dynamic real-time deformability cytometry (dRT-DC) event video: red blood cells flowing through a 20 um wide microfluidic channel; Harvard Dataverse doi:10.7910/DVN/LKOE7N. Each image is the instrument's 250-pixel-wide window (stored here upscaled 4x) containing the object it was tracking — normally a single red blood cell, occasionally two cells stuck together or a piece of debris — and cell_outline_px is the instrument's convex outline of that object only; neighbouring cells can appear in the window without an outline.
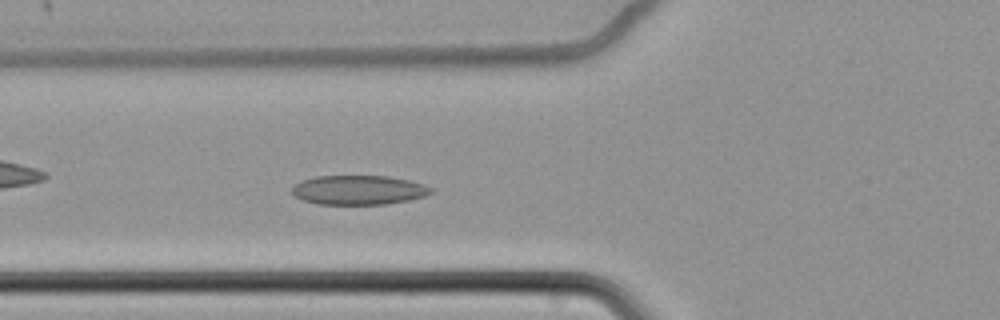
{"species": "common noctule bat (a hibernating species)", "species_latin": "Nyctalus noctula", "temperature_condition": "cold", "stored_images_in_passage": 62, "camera_frame_rate_fps": 3000, "um_per_image_px": 0.085, "animal": {"sex": "female", "body_mass_g": 22.7, "forearm_length_mm": 54.2}, "frame": {"image": 1, "passage_image": 24, "time_ms": 7.667, "image_size_px": [1000, 320], "cell_outline_px": [[432, 192], [424, 196], [408, 200], [384, 204], [316, 204], [304, 200], [296, 196], [292, 192], [292, 188], [300, 180], [316, 176], [388, 176], [408, 180], [424, 184], [432, 188]], "centroid_in_image_um": [30.47, 16.14], "position_along_channel_um": 95.3, "area_um2": 23.64}}
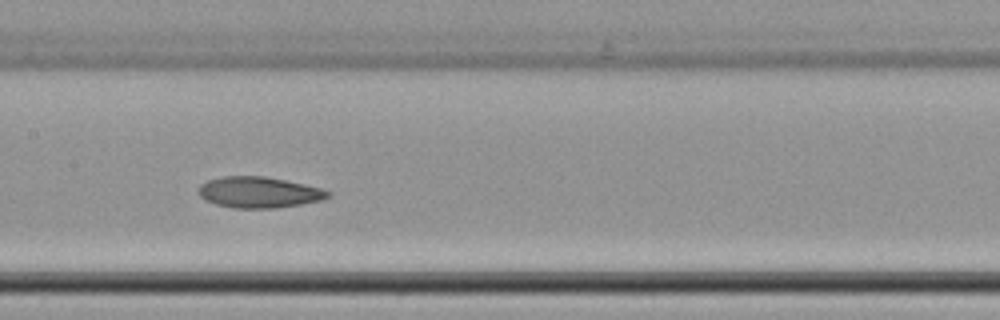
{"frame": {"image": 2, "passage_image": 32, "time_ms": 10.333, "image_size_px": [1000, 320], "cell_outline_px": [[332, 196], [320, 200], [300, 204], [276, 208], [232, 208], [216, 204], [204, 200], [196, 192], [196, 188], [200, 184], [208, 180], [224, 176], [264, 176], [304, 184], [320, 188], [332, 192]], "centroid_in_image_um": [21.96, 16.35], "position_along_channel_um": 185.4, "area_um2": 23.52}}
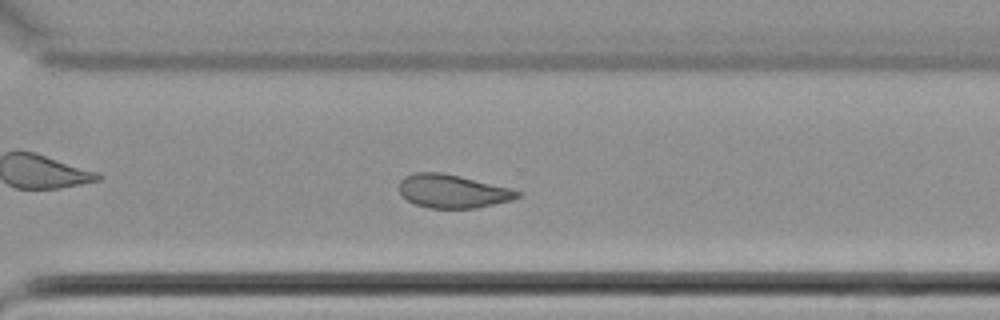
{"frame": {"image": 3, "passage_image": 45, "time_ms": 14.667, "image_size_px": [1000, 320], "cell_outline_px": [[520, 196], [512, 200], [476, 208], [428, 208], [416, 204], [400, 196], [400, 180], [404, 176], [416, 172], [440, 172], [460, 176], [508, 188], [520, 192]], "centroid_in_image_um": [38.42, 16.26], "position_along_channel_um": 332.2, "area_um2": 22.83}}